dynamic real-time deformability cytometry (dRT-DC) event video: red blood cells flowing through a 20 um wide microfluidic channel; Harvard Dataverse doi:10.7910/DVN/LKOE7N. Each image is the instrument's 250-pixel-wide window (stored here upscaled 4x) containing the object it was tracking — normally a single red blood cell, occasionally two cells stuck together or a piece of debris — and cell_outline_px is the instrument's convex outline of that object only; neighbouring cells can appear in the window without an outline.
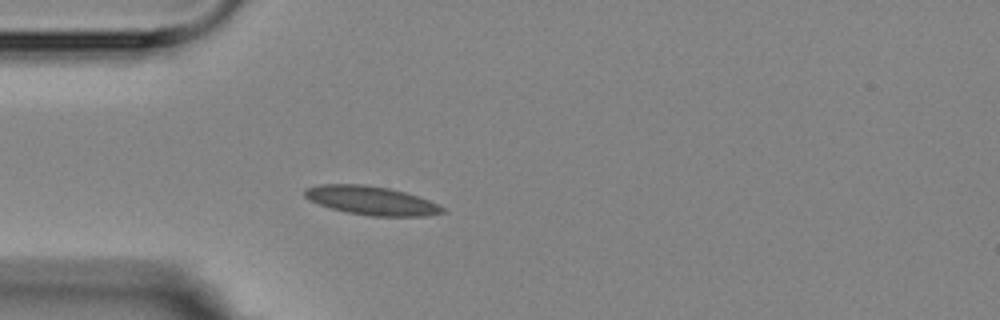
{"species": "Egyptian fruit bat (a non-hibernating species)", "species_latin": "Rousettus aegyptiacus", "temperature_condition": "room temperature", "stored_images_in_passage": 3, "camera_frame_rate_fps": 3000, "um_per_image_px": 0.085, "animal": {"sex": "female"}, "frame": {"image": 1, "passage_image": 3, "time_ms": 2.333, "image_size_px": [1000, 320], "cell_outline_px": [[444, 212], [424, 216], [372, 216], [348, 212], [332, 208], [308, 200], [304, 196], [304, 188], [320, 184], [364, 184], [388, 188], [404, 192], [428, 200], [444, 208]], "centroid_in_image_um": [31.51, 17.03], "position_along_channel_um": 53.5, "area_um2": 22.77}}